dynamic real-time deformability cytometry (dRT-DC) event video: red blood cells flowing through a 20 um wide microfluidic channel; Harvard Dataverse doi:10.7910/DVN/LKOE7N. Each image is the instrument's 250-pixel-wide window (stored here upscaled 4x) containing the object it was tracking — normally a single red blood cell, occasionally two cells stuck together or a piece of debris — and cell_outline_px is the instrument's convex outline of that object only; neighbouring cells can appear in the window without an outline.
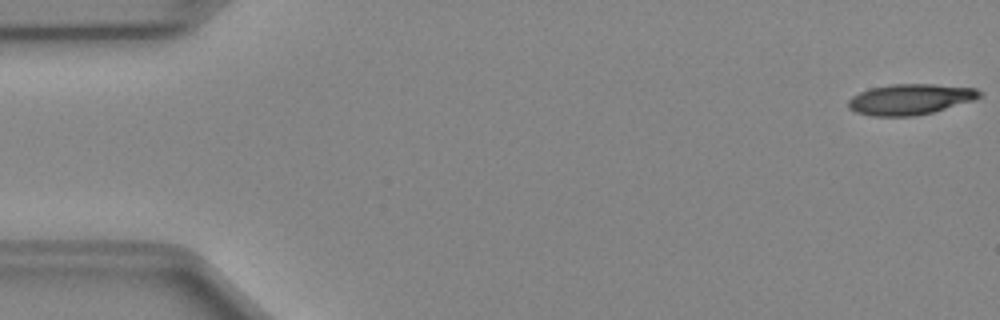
{"species": "Egyptian fruit bat (a non-hibernating species)", "species_latin": "Rousettus aegyptiacus", "temperature_condition": "cold", "stored_images_in_passage": 27, "camera_frame_rate_fps": 3000, "um_per_image_px": 0.085, "animal": {"sex": "female"}, "frame": {"image": 1, "passage_image": 1, "time_ms": 0.0, "image_size_px": [1000, 320], "cell_outline_px": [[976, 92], [972, 96], [936, 108], [920, 112], [872, 112], [888, 88], [948, 88]], "centroid_in_image_um": [78.09, 8.43], "position_along_channel_um": 6.9, "area_um2": 12.89}}
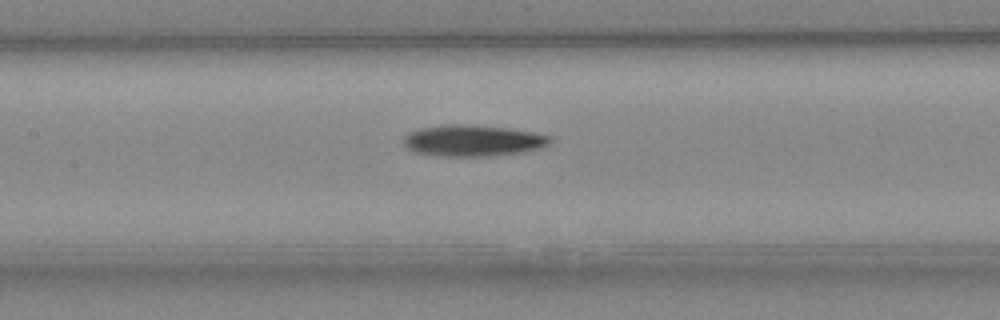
{"frame": {"image": 2, "passage_image": 23, "time_ms": 7.333, "image_size_px": [1000, 320], "cell_outline_px": [[540, 140], [528, 144], [488, 148], [468, 148], [424, 144], [420, 140], [420, 136], [452, 132], [484, 132], [524, 136]], "centroid_in_image_um": [40.44, 11.89], "position_along_channel_um": 167.0, "area_um2": 10.23}}